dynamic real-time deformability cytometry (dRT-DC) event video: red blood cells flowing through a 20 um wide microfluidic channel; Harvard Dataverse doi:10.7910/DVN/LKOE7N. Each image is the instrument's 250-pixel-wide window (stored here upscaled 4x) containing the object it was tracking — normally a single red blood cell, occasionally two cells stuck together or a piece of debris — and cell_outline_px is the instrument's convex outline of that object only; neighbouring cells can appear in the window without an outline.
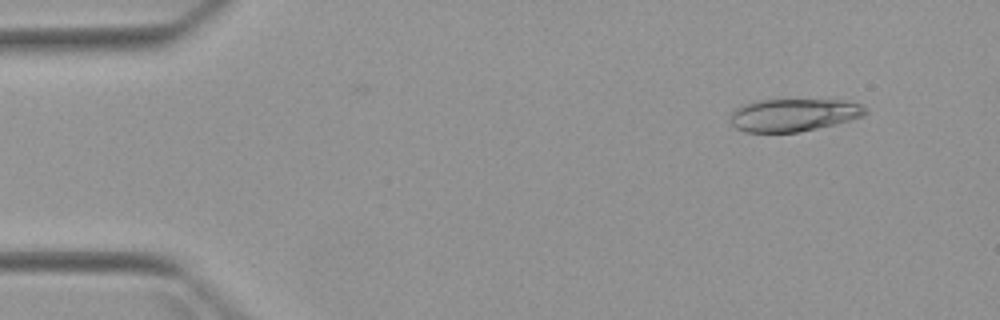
{"species": "Egyptian fruit bat (a non-hibernating species)", "species_latin": "Rousettus aegyptiacus", "temperature_condition": "warm", "stored_images_in_passage": 6, "camera_frame_rate_fps": 3000, "um_per_image_px": 0.085, "animal": {"sex": "female"}, "frame": {"image": 1, "passage_image": 1, "time_ms": 0.0, "image_size_px": [1000, 320], "cell_outline_px": [[868, 112], [864, 116], [836, 124], [800, 132], [744, 132], [736, 128], [732, 124], [732, 112], [736, 108], [744, 104], [760, 100], [840, 100], [860, 104], [868, 108]], "centroid_in_image_um": [67.5, 9.78], "position_along_channel_um": 17.5, "area_um2": 25.66}}
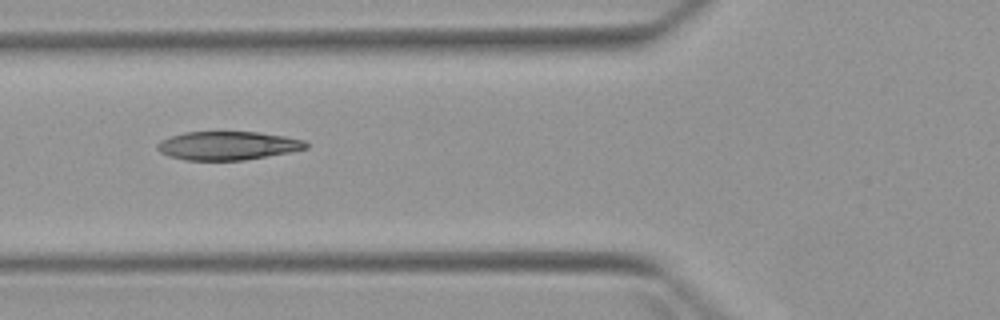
{"frame": {"image": 2, "passage_image": 5, "time_ms": 4.667, "image_size_px": [1000, 320], "cell_outline_px": [[308, 148], [288, 152], [244, 160], [184, 160], [168, 156], [160, 152], [156, 148], [156, 144], [160, 140], [184, 132], [260, 132], [284, 136], [304, 140], [308, 144]], "centroid_in_image_um": [19.32, 12.38], "position_along_channel_um": 106.5, "area_um2": 24.68}}
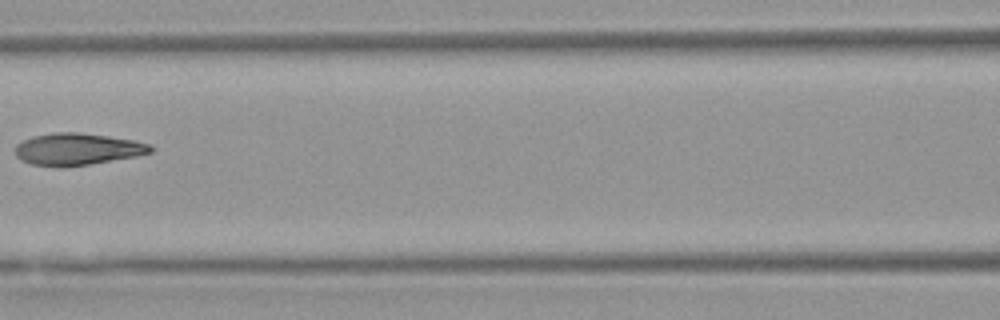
{"frame": {"image": 3, "passage_image": 6, "time_ms": 6.0, "image_size_px": [1000, 320], "cell_outline_px": [[152, 152], [136, 156], [88, 164], [32, 164], [20, 160], [16, 156], [16, 144], [32, 136], [56, 132], [80, 132], [108, 136], [132, 140], [152, 144]], "centroid_in_image_um": [6.6, 12.63], "position_along_channel_um": 160.0, "area_um2": 24.39}}